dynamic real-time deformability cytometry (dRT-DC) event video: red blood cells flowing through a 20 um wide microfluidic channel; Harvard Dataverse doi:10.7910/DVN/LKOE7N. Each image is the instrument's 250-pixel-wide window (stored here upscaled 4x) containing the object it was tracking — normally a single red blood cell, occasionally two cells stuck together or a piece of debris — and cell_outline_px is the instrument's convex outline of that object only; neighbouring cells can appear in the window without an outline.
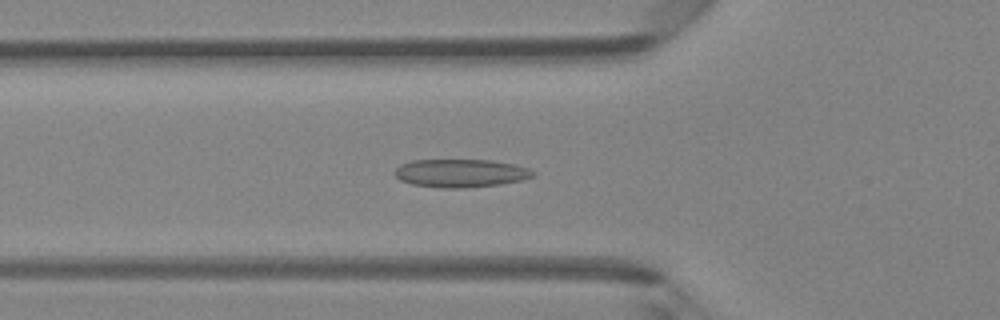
{"species": "Egyptian fruit bat (a non-hibernating species)", "species_latin": "Rousettus aegyptiacus", "temperature_condition": "room temperature", "stored_images_in_passage": 48, "camera_frame_rate_fps": 3000, "um_per_image_px": 0.085, "animal": {"sex": "female"}, "frame": {"image": 1, "passage_image": 17, "time_ms": 5.333, "image_size_px": [1000, 320], "cell_outline_px": [[536, 172], [532, 176], [520, 180], [500, 184], [460, 188], [440, 188], [412, 184], [400, 180], [392, 172], [400, 164], [412, 160], [492, 160], [516, 164], [528, 168]], "centroid_in_image_um": [39.12, 14.71], "position_along_channel_um": 86.7, "area_um2": 22.72}}
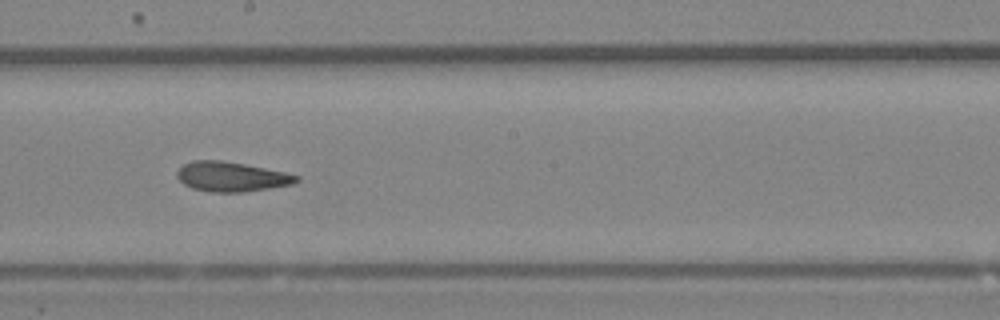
{"frame": {"image": 2, "passage_image": 27, "time_ms": 8.667, "image_size_px": [1000, 320], "cell_outline_px": [[300, 180], [292, 184], [244, 192], [212, 192], [192, 188], [184, 184], [176, 176], [176, 172], [184, 164], [192, 160], [220, 160], [244, 164], [284, 172], [300, 176]], "centroid_in_image_um": [19.65, 15.02], "position_along_channel_um": 228.5, "area_um2": 20.52}}
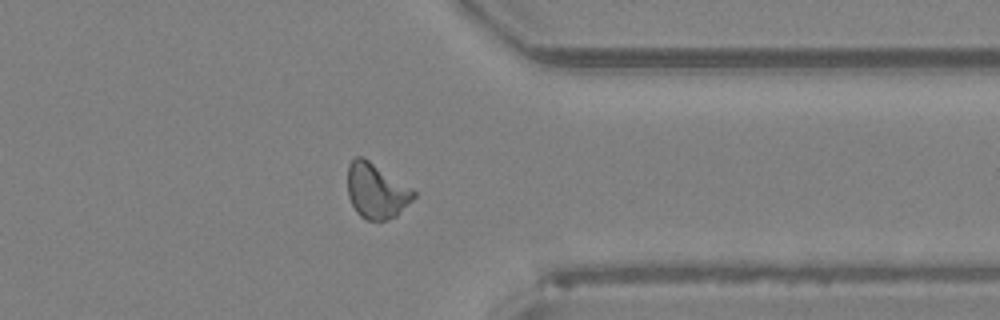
{"frame": {"image": 3, "passage_image": 38, "time_ms": 12.333, "image_size_px": [1000, 320], "cell_outline_px": [[416, 196], [396, 216], [384, 220], [368, 220], [360, 216], [356, 212], [348, 196], [348, 164], [356, 156], [364, 156], [412, 188], [416, 192]], "centroid_in_image_um": [31.98, 16.2], "position_along_channel_um": 379.4, "area_um2": 21.27}, "authors_computed_cell_mechanics": {"area_um2": 21.2126, "velocity_mm_per_s": 4.2645, "shape_relaxation_time_tau1_ms": null, "shape_relaxation_time_tau2_ms": 2.5556, "deformation_change_tau1": null, "deformation_change_tau2": 0.118}}